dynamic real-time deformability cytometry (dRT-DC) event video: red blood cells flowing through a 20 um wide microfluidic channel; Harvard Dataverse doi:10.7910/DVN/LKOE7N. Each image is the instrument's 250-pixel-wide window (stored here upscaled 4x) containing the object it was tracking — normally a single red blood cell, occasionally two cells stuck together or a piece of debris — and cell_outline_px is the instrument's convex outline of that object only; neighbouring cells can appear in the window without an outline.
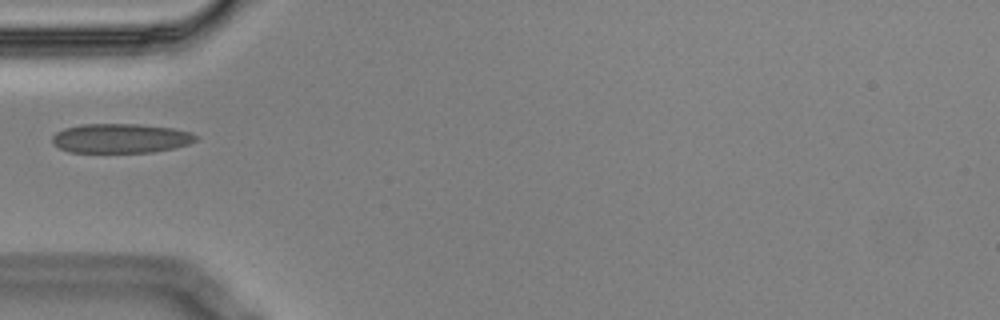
{"species": "Egyptian fruit bat (a non-hibernating species)", "species_latin": "Rousettus aegyptiacus", "temperature_condition": "cold", "stored_images_in_passage": 3, "camera_frame_rate_fps": 3000, "um_per_image_px": 0.085, "animal": {"sex": "male"}, "frame": {"image": 1, "passage_image": 1, "time_ms": 0.0, "image_size_px": [1000, 320], "cell_outline_px": [[196, 140], [188, 144], [172, 148], [152, 152], [68, 152], [52, 144], [52, 136], [56, 132], [64, 128], [80, 124], [136, 124], [172, 128], [188, 132], [196, 136]], "centroid_in_image_um": [10.18, 11.75], "position_along_channel_um": 74.8, "area_um2": 24.45}}
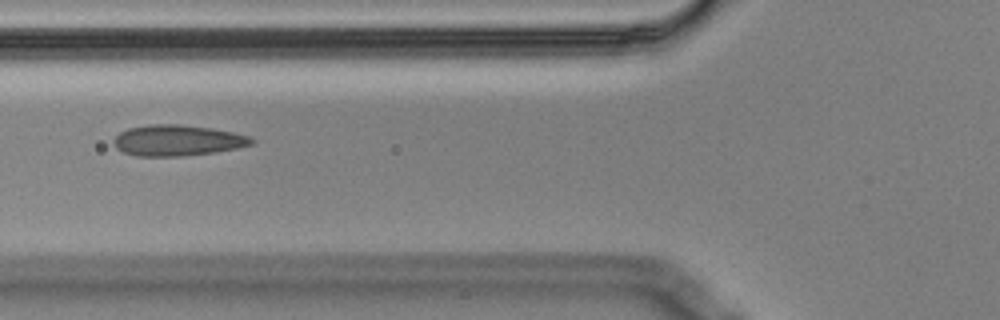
{"frame": {"image": 2, "passage_image": 2, "time_ms": 0.333, "image_size_px": [1000, 320], "cell_outline_px": [[256, 144], [216, 152], [184, 156], [136, 156], [124, 152], [116, 148], [112, 140], [120, 132], [128, 128], [152, 124], [180, 124], [212, 128], [252, 136], [256, 140]], "centroid_in_image_um": [15.13, 11.93], "position_along_channel_um": 110.7, "area_um2": 25.09}}